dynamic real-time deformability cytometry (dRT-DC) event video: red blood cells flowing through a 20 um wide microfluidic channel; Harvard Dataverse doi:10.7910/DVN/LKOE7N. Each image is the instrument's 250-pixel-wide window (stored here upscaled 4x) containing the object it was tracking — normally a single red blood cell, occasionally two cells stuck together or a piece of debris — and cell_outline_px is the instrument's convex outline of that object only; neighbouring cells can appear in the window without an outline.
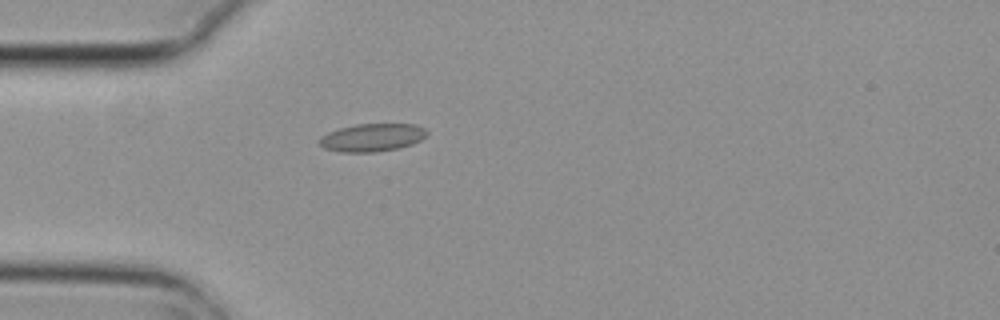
{"species": "common noctule bat (a hibernating species)", "species_latin": "Nyctalus noctula", "temperature_condition": "cold", "stored_images_in_passage": 4, "camera_frame_rate_fps": 3000, "um_per_image_px": 0.085, "animal": {"sex": "female", "body_mass_g": 29.2, "forearm_length_mm": 56.3}, "frame": {"image": 1, "passage_image": 4, "time_ms": 1.0, "image_size_px": [1000, 320], "cell_outline_px": [[428, 136], [412, 144], [400, 148], [376, 152], [340, 152], [324, 148], [316, 144], [316, 140], [320, 136], [328, 132], [340, 128], [356, 124], [416, 124], [424, 128], [428, 132]], "centroid_in_image_um": [31.6, 11.69], "position_along_channel_um": 53.4, "area_um2": 17.8}}